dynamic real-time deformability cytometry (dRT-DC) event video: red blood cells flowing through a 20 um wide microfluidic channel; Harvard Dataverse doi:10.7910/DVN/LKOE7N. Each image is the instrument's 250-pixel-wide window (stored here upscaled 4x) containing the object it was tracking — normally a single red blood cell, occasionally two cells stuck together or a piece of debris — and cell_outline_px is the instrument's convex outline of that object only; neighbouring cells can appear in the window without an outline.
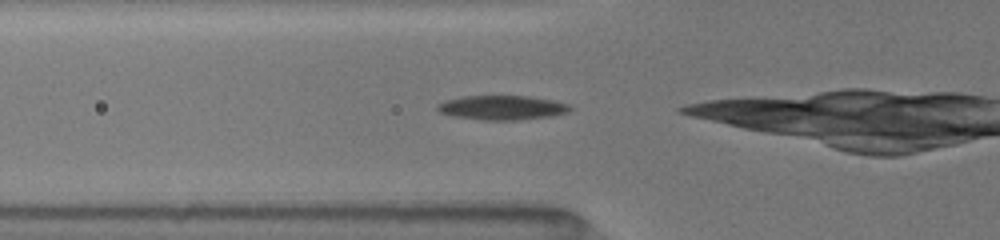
{"species": "common noctule bat (a hibernating species)", "species_latin": "Nyctalus noctula", "temperature_condition": "room temperature", "stored_images_in_passage": 8, "camera_frame_rate_fps": 3000, "um_per_image_px": 0.085, "animal": {"sex": "female", "body_mass_g": 19.5, "forearm_length_mm": 54.1}, "frame": {"image": 1, "passage_image": 3, "time_ms": 0.333, "image_size_px": [1000, 240], "cell_outline_px": [[568, 108], [564, 112], [548, 116], [516, 120], [484, 120], [456, 116], [440, 112], [436, 108], [440, 104], [448, 100], [464, 96], [524, 96], [548, 100], [564, 104]], "centroid_in_image_um": [42.57, 9.15], "position_along_channel_um": 83.2, "area_um2": 17.86}}